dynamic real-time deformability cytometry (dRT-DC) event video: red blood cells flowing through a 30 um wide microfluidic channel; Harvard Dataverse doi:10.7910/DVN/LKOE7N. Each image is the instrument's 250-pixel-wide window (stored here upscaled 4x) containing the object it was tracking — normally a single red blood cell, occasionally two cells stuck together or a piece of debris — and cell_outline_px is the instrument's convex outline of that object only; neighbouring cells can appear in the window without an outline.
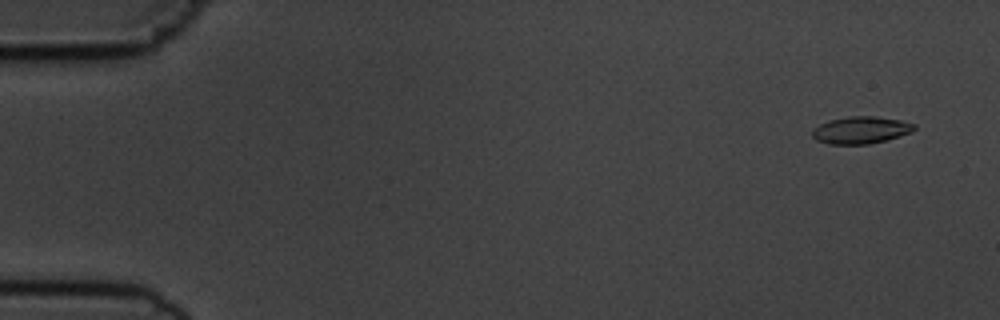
{"species": "common noctule bat (a hibernating species)", "species_latin": "Nyctalus noctula", "temperature_condition": "cold", "stored_images_in_passage": 56, "camera_frame_rate_fps": 3000, "um_per_image_px": 0.085, "animal": {"sex": "male", "body_mass_g": 19.5, "forearm_length_mm": 54.6}, "frame": {"image": 1, "passage_image": 4, "time_ms": 1.0, "image_size_px": [1000, 320], "cell_outline_px": [[916, 128], [912, 132], [900, 136], [868, 144], [828, 144], [816, 140], [812, 136], [812, 128], [828, 120], [848, 116], [872, 116], [900, 120], [916, 124]], "centroid_in_image_um": [73.15, 11.05], "position_along_channel_um": 11.9, "area_um2": 16.18}}
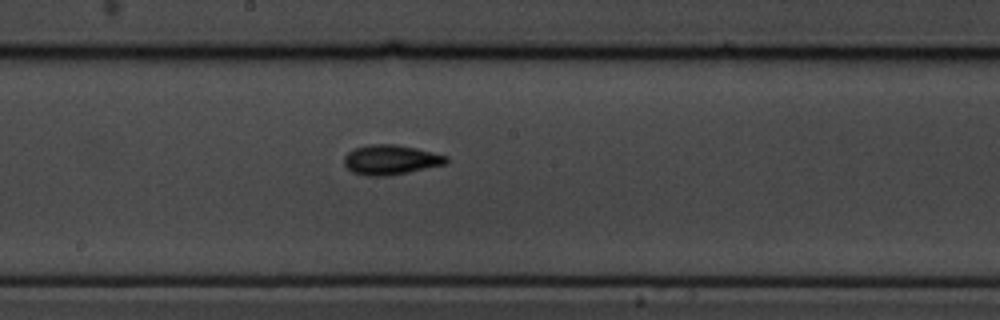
{"frame": {"image": 2, "passage_image": 31, "time_ms": 10.0, "image_size_px": [1000, 320], "cell_outline_px": [[448, 160], [444, 164], [408, 172], [388, 176], [368, 176], [352, 172], [344, 164], [344, 156], [352, 148], [368, 144], [396, 144], [416, 148], [448, 156]], "centroid_in_image_um": [33.17, 13.57], "position_along_channel_um": 215.0, "area_um2": 17.74}}
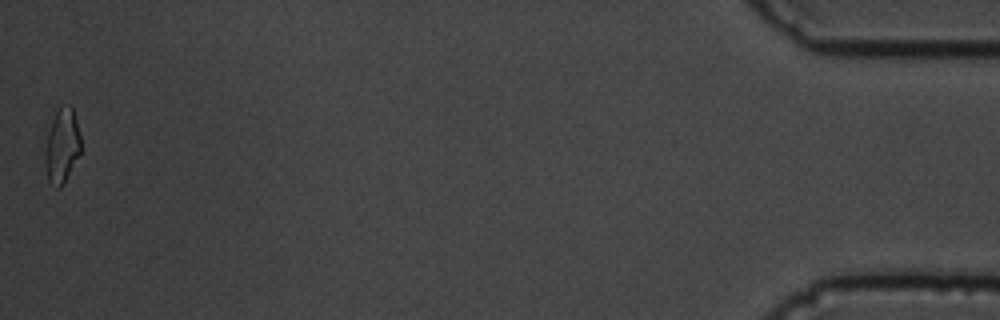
{"frame": {"image": 3, "passage_image": 56, "time_ms": 18.333, "image_size_px": [1000, 320], "cell_outline_px": [[80, 152], [60, 188], [56, 188], [48, 180], [44, 160], [44, 152], [52, 120], [60, 104], [68, 104], [72, 108], [76, 120], [80, 136]], "centroid_in_image_um": [5.25, 12.37], "position_along_channel_um": 429.9, "area_um2": 15.14}, "authors_computed_cell_mechanics": {"area_um2": 15.9239, "velocity_mm_per_s": 3.6677, "shape_relaxation_time_tau1_ms": 5.1893, "shape_relaxation_time_tau2_ms": 3.4287, "deformation_change_tau1": 0.1246, "deformation_change_tau2": 0.0875}}